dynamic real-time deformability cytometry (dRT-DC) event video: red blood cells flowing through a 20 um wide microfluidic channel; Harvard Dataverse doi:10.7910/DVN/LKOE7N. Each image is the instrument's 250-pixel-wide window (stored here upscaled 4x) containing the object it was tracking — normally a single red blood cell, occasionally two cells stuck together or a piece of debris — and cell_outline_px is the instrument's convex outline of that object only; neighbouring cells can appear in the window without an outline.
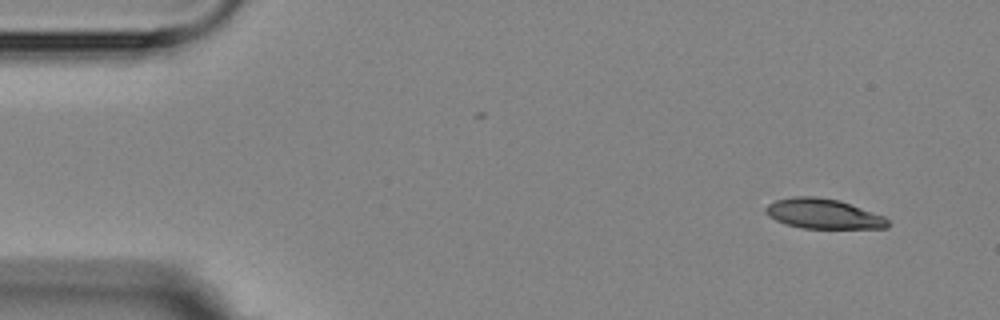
{"species": "Egyptian fruit bat (a non-hibernating species)", "species_latin": "Rousettus aegyptiacus", "temperature_condition": "room temperature", "stored_images_in_passage": 2, "camera_frame_rate_fps": 3000, "um_per_image_px": 0.085, "animal": {"sex": "female"}, "frame": {"image": 1, "passage_image": 2, "time_ms": 1.333, "image_size_px": [1000, 320], "cell_outline_px": [[888, 228], [800, 228], [776, 220], [768, 216], [764, 212], [764, 208], [768, 204], [776, 200], [792, 196], [816, 196], [840, 200], [884, 216], [888, 220]], "centroid_in_image_um": [69.95, 18.16], "position_along_channel_um": 15.0, "area_um2": 21.33}}